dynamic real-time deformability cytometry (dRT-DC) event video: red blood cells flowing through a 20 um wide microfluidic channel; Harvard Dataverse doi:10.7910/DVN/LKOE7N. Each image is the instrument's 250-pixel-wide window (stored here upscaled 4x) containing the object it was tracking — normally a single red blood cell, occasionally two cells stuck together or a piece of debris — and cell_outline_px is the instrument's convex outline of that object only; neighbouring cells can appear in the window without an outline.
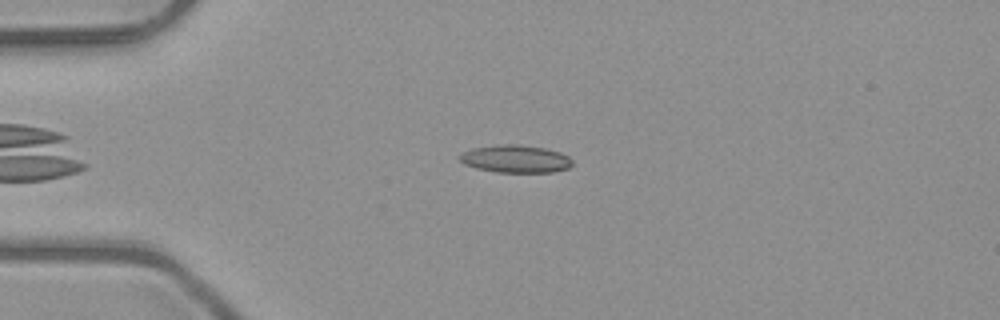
{"species": "common noctule bat (a hibernating species)", "species_latin": "Nyctalus noctula", "temperature_condition": "room temperature", "stored_images_in_passage": 40, "camera_frame_rate_fps": 3000, "um_per_image_px": 0.085, "animal": {"sex": "male", "body_mass_g": 23.1, "forearm_length_mm": 52.7}, "frame": {"image": 1, "passage_image": 2, "time_ms": 0.333, "image_size_px": [1000, 320], "cell_outline_px": [[572, 164], [568, 168], [552, 172], [496, 172], [476, 168], [464, 164], [456, 156], [472, 148], [496, 144], [520, 144], [544, 148], [560, 152], [568, 156], [572, 160]], "centroid_in_image_um": [43.79, 13.49], "position_along_channel_um": 41.2, "area_um2": 18.26}}
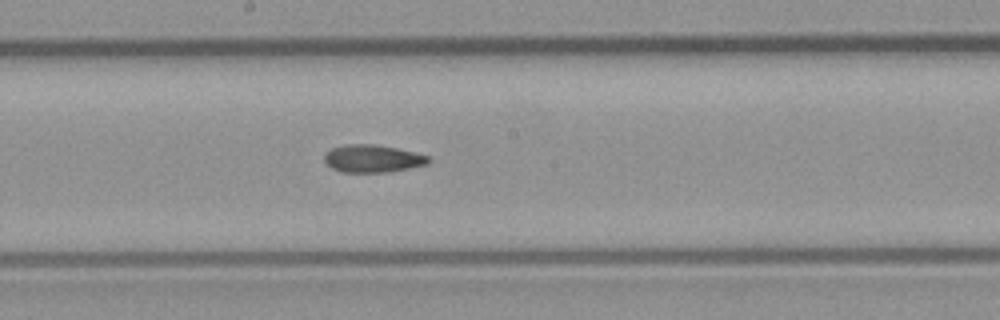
{"frame": {"image": 2, "passage_image": 17, "time_ms": 5.333, "image_size_px": [1000, 320], "cell_outline_px": [[432, 160], [428, 164], [388, 172], [340, 172], [332, 168], [324, 160], [324, 156], [332, 148], [348, 144], [376, 144], [396, 148], [428, 156]], "centroid_in_image_um": [31.68, 13.48], "position_along_channel_um": 216.5, "area_um2": 16.59}}
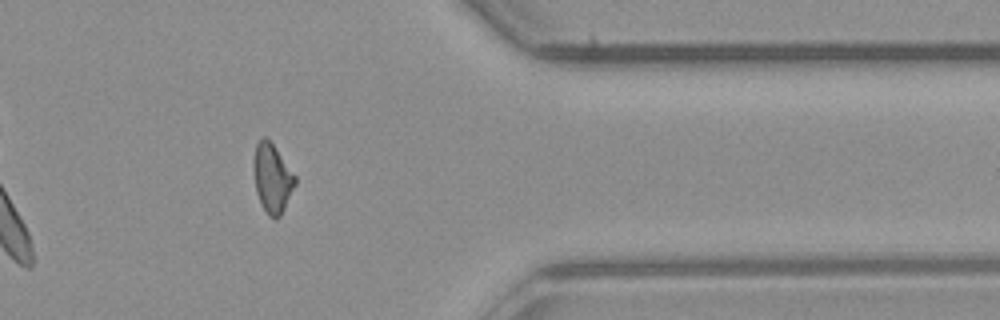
{"frame": {"image": 3, "passage_image": 31, "time_ms": 10.0, "image_size_px": [1000, 320], "cell_outline_px": [[296, 184], [280, 216], [276, 220], [268, 216], [260, 204], [256, 192], [252, 168], [252, 164], [256, 144], [264, 136], [272, 144], [296, 176]], "centroid_in_image_um": [23.11, 15.19], "position_along_channel_um": 388.3, "area_um2": 16.7}, "authors_computed_cell_mechanics": {"area_um2": 16.6753, "velocity_mm_per_s": 4.0559, "shape_relaxation_time_tau1_ms": null, "shape_relaxation_time_tau2_ms": 5.0008, "deformation_change_tau1": null, "deformation_change_tau2": 0.1375}}